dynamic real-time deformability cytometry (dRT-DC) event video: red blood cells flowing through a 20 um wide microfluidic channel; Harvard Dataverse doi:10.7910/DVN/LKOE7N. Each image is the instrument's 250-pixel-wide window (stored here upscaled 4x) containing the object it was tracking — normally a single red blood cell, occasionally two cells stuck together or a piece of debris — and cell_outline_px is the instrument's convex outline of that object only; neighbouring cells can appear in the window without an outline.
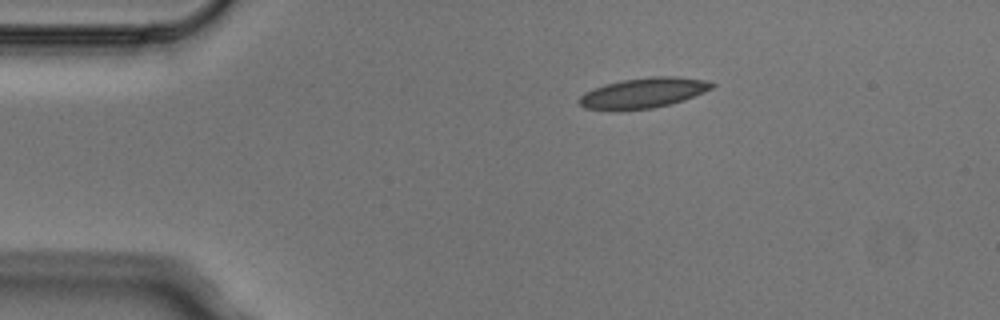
{"species": "Egyptian fruit bat (a non-hibernating species)", "species_latin": "Rousettus aegyptiacus", "temperature_condition": "cold", "stored_images_in_passage": 2, "camera_frame_rate_fps": 3000, "um_per_image_px": 0.085, "animal": {"sex": "male"}, "frame": {"image": 1, "passage_image": 1, "time_ms": 0.0, "image_size_px": [1000, 320], "cell_outline_px": [[716, 84], [712, 88], [704, 92], [684, 100], [652, 108], [616, 112], [612, 112], [584, 108], [576, 100], [584, 92], [604, 84], [624, 80], [652, 76], [676, 76], [704, 80]], "centroid_in_image_um": [54.61, 7.92], "position_along_channel_um": 30.4, "area_um2": 23.76}}